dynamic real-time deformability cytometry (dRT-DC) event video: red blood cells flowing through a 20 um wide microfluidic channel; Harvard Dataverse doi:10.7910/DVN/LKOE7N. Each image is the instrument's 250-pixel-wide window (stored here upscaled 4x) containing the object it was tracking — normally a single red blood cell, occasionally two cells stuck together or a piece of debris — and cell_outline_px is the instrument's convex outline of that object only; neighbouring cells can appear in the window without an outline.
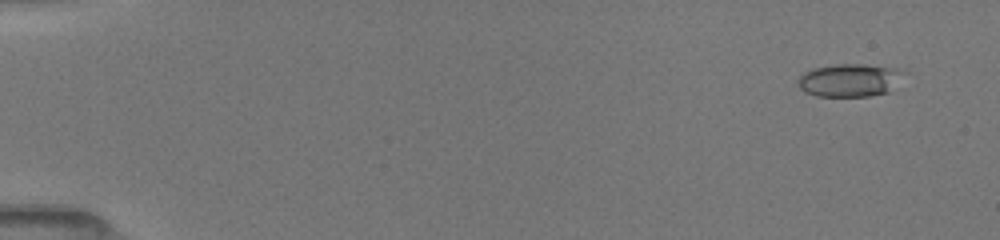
{"species": "common noctule bat (a hibernating species)", "species_latin": "Nyctalus noctula", "temperature_condition": "room temperature", "stored_images_in_passage": 10, "camera_frame_rate_fps": 3000, "um_per_image_px": 0.085, "animal": {"sex": "female", "body_mass_g": 19.5, "forearm_length_mm": 54.1}, "frame": {"image": 1, "passage_image": 2, "time_ms": 1.0, "image_size_px": [1000, 240], "cell_outline_px": [[912, 72], [888, 92], [868, 96], [816, 96], [804, 92], [800, 88], [796, 80], [804, 72], [812, 68], [836, 64], [864, 64], [904, 68]], "centroid_in_image_um": [72.33, 6.79], "position_along_channel_um": 12.7, "area_um2": 21.1}}
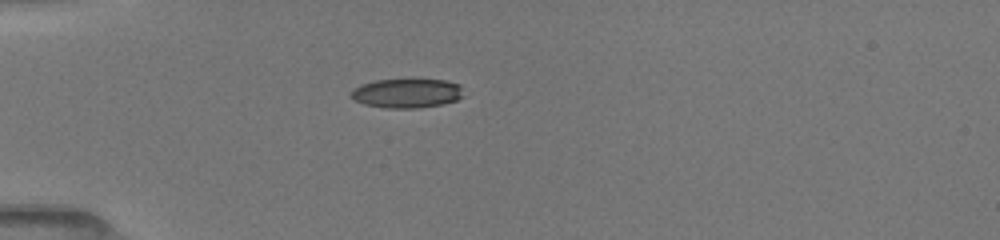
{"frame": {"image": 2, "passage_image": 8, "time_ms": 5.0, "image_size_px": [1000, 240], "cell_outline_px": [[464, 96], [456, 100], [440, 104], [416, 108], [384, 108], [364, 104], [352, 100], [352, 88], [360, 84], [376, 80], [448, 80], [460, 84]], "centroid_in_image_um": [34.57, 7.92], "position_along_channel_um": 50.4, "area_um2": 19.19}}
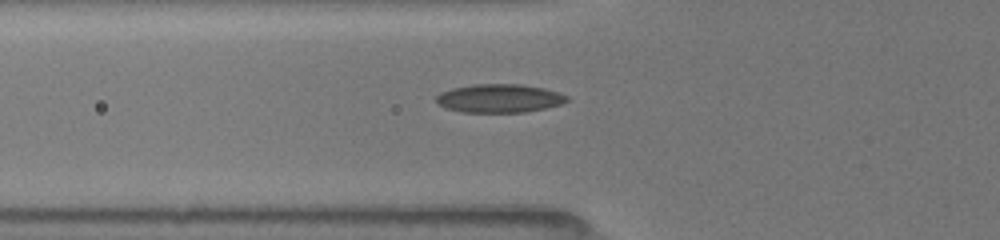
{"frame": {"image": 3, "passage_image": 10, "time_ms": 6.333, "image_size_px": [1000, 240], "cell_outline_px": [[568, 100], [564, 104], [524, 112], [460, 112], [444, 108], [436, 104], [436, 96], [440, 92], [452, 88], [472, 84], [520, 84], [544, 88], [560, 92], [568, 96]], "centroid_in_image_um": [42.42, 8.36], "position_along_channel_um": 83.4, "area_um2": 21.96}}